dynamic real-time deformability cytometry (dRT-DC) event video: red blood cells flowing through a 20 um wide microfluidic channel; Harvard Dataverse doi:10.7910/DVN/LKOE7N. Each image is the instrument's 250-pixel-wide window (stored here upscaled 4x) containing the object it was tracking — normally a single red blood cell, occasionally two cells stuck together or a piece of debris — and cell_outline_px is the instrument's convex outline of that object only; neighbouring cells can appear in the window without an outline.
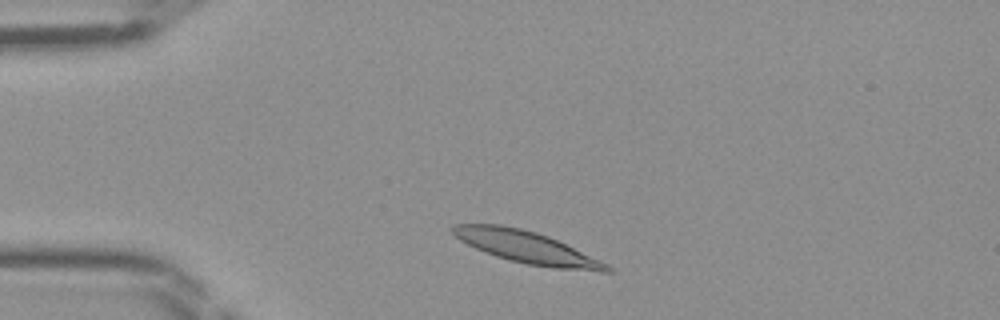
{"species": "Egyptian fruit bat (a non-hibernating species)", "species_latin": "Rousettus aegyptiacus", "temperature_condition": "room temperature", "stored_images_in_passage": 37, "camera_frame_rate_fps": 3000, "um_per_image_px": 0.085, "frame": {"image": 1, "passage_image": 1, "time_ms": 0.0, "image_size_px": [1000, 320], "cell_outline_px": [[616, 272], [600, 272], [556, 268], [528, 264], [508, 260], [484, 252], [460, 240], [448, 228], [452, 224], [500, 224], [520, 228], [536, 232], [548, 236], [600, 260], [616, 268]], "centroid_in_image_um": [44.79, 21.02], "position_along_channel_um": 40.2, "area_um2": 28.84}}
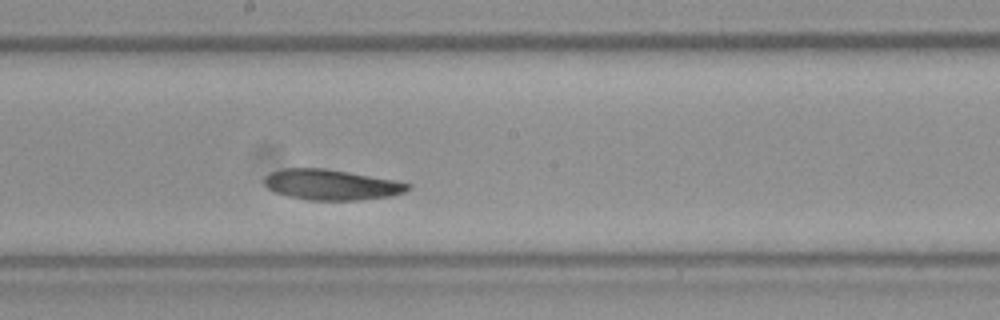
{"frame": {"image": 2, "passage_image": 16, "time_ms": 5.0, "image_size_px": [1000, 320], "cell_outline_px": [[412, 188], [404, 192], [392, 196], [356, 200], [308, 200], [288, 196], [276, 192], [268, 188], [264, 184], [264, 176], [272, 172], [284, 168], [324, 168], [396, 180], [412, 184]], "centroid_in_image_um": [28.19, 15.7], "position_along_channel_um": 220.0, "area_um2": 25.55}}
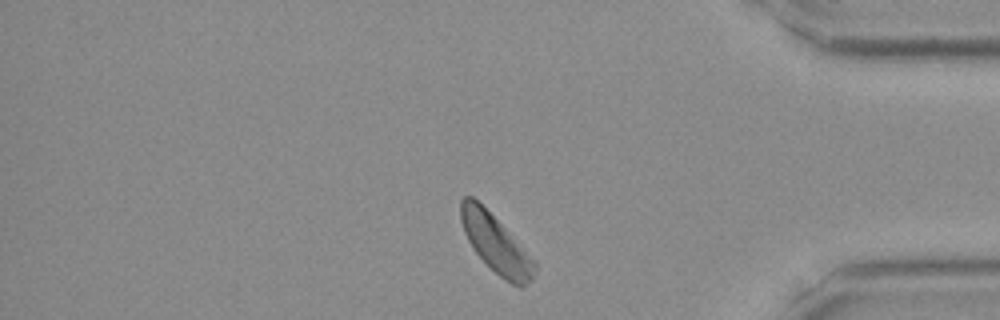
{"frame": {"image": 3, "passage_image": 30, "time_ms": 9.667, "image_size_px": [1000, 320], "cell_outline_px": [[536, 272], [524, 288], [520, 288], [504, 280], [476, 252], [468, 240], [464, 232], [460, 220], [460, 200], [464, 196], [472, 196], [536, 260]], "centroid_in_image_um": [42.16, 20.76], "position_along_channel_um": 393.0, "area_um2": 24.33}}